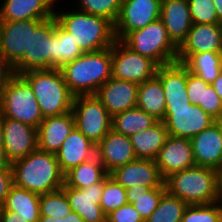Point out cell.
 <instances>
[{
  "label": "cell",
  "instance_id": "obj_24",
  "mask_svg": "<svg viewBox=\"0 0 222 222\" xmlns=\"http://www.w3.org/2000/svg\"><path fill=\"white\" fill-rule=\"evenodd\" d=\"M74 128L75 120L72 111L44 118L37 128L38 149L56 154Z\"/></svg>",
  "mask_w": 222,
  "mask_h": 222
},
{
  "label": "cell",
  "instance_id": "obj_11",
  "mask_svg": "<svg viewBox=\"0 0 222 222\" xmlns=\"http://www.w3.org/2000/svg\"><path fill=\"white\" fill-rule=\"evenodd\" d=\"M161 4L162 0H122L114 23L116 39L122 40L129 32L160 19Z\"/></svg>",
  "mask_w": 222,
  "mask_h": 222
},
{
  "label": "cell",
  "instance_id": "obj_27",
  "mask_svg": "<svg viewBox=\"0 0 222 222\" xmlns=\"http://www.w3.org/2000/svg\"><path fill=\"white\" fill-rule=\"evenodd\" d=\"M168 137L164 122L157 121L148 129L131 135L130 140L137 158L155 160Z\"/></svg>",
  "mask_w": 222,
  "mask_h": 222
},
{
  "label": "cell",
  "instance_id": "obj_29",
  "mask_svg": "<svg viewBox=\"0 0 222 222\" xmlns=\"http://www.w3.org/2000/svg\"><path fill=\"white\" fill-rule=\"evenodd\" d=\"M17 213L28 222H38L40 218V195L13 185L2 206Z\"/></svg>",
  "mask_w": 222,
  "mask_h": 222
},
{
  "label": "cell",
  "instance_id": "obj_16",
  "mask_svg": "<svg viewBox=\"0 0 222 222\" xmlns=\"http://www.w3.org/2000/svg\"><path fill=\"white\" fill-rule=\"evenodd\" d=\"M156 76L160 79L166 101V108H189L187 96V66L175 61L158 67Z\"/></svg>",
  "mask_w": 222,
  "mask_h": 222
},
{
  "label": "cell",
  "instance_id": "obj_45",
  "mask_svg": "<svg viewBox=\"0 0 222 222\" xmlns=\"http://www.w3.org/2000/svg\"><path fill=\"white\" fill-rule=\"evenodd\" d=\"M14 75L13 66L0 53V96Z\"/></svg>",
  "mask_w": 222,
  "mask_h": 222
},
{
  "label": "cell",
  "instance_id": "obj_50",
  "mask_svg": "<svg viewBox=\"0 0 222 222\" xmlns=\"http://www.w3.org/2000/svg\"><path fill=\"white\" fill-rule=\"evenodd\" d=\"M219 22L222 24V0H213Z\"/></svg>",
  "mask_w": 222,
  "mask_h": 222
},
{
  "label": "cell",
  "instance_id": "obj_13",
  "mask_svg": "<svg viewBox=\"0 0 222 222\" xmlns=\"http://www.w3.org/2000/svg\"><path fill=\"white\" fill-rule=\"evenodd\" d=\"M4 162L12 163L38 148L37 128L2 116Z\"/></svg>",
  "mask_w": 222,
  "mask_h": 222
},
{
  "label": "cell",
  "instance_id": "obj_3",
  "mask_svg": "<svg viewBox=\"0 0 222 222\" xmlns=\"http://www.w3.org/2000/svg\"><path fill=\"white\" fill-rule=\"evenodd\" d=\"M111 47L96 52H86L65 64L60 70L74 96L95 95L112 77Z\"/></svg>",
  "mask_w": 222,
  "mask_h": 222
},
{
  "label": "cell",
  "instance_id": "obj_10",
  "mask_svg": "<svg viewBox=\"0 0 222 222\" xmlns=\"http://www.w3.org/2000/svg\"><path fill=\"white\" fill-rule=\"evenodd\" d=\"M112 49V77L142 84L156 76L159 65L116 39Z\"/></svg>",
  "mask_w": 222,
  "mask_h": 222
},
{
  "label": "cell",
  "instance_id": "obj_23",
  "mask_svg": "<svg viewBox=\"0 0 222 222\" xmlns=\"http://www.w3.org/2000/svg\"><path fill=\"white\" fill-rule=\"evenodd\" d=\"M55 156L65 175L72 168L96 156V145L75 127Z\"/></svg>",
  "mask_w": 222,
  "mask_h": 222
},
{
  "label": "cell",
  "instance_id": "obj_18",
  "mask_svg": "<svg viewBox=\"0 0 222 222\" xmlns=\"http://www.w3.org/2000/svg\"><path fill=\"white\" fill-rule=\"evenodd\" d=\"M103 188L104 179L82 189L69 187L65 183L62 187L71 210L81 216L85 222H106V214L99 204Z\"/></svg>",
  "mask_w": 222,
  "mask_h": 222
},
{
  "label": "cell",
  "instance_id": "obj_22",
  "mask_svg": "<svg viewBox=\"0 0 222 222\" xmlns=\"http://www.w3.org/2000/svg\"><path fill=\"white\" fill-rule=\"evenodd\" d=\"M96 156L108 173L137 159L130 137L113 129L96 145Z\"/></svg>",
  "mask_w": 222,
  "mask_h": 222
},
{
  "label": "cell",
  "instance_id": "obj_19",
  "mask_svg": "<svg viewBox=\"0 0 222 222\" xmlns=\"http://www.w3.org/2000/svg\"><path fill=\"white\" fill-rule=\"evenodd\" d=\"M109 175L125 189L132 186L160 187L164 179L155 160L137 158L126 165L115 168Z\"/></svg>",
  "mask_w": 222,
  "mask_h": 222
},
{
  "label": "cell",
  "instance_id": "obj_14",
  "mask_svg": "<svg viewBox=\"0 0 222 222\" xmlns=\"http://www.w3.org/2000/svg\"><path fill=\"white\" fill-rule=\"evenodd\" d=\"M222 52V24H192L178 47L177 61L186 63L194 54Z\"/></svg>",
  "mask_w": 222,
  "mask_h": 222
},
{
  "label": "cell",
  "instance_id": "obj_41",
  "mask_svg": "<svg viewBox=\"0 0 222 222\" xmlns=\"http://www.w3.org/2000/svg\"><path fill=\"white\" fill-rule=\"evenodd\" d=\"M210 84L205 82L196 74L189 71L187 67V96L193 105H198L203 109L204 87Z\"/></svg>",
  "mask_w": 222,
  "mask_h": 222
},
{
  "label": "cell",
  "instance_id": "obj_30",
  "mask_svg": "<svg viewBox=\"0 0 222 222\" xmlns=\"http://www.w3.org/2000/svg\"><path fill=\"white\" fill-rule=\"evenodd\" d=\"M109 173L97 156L72 168L64 175V183L82 189L102 181Z\"/></svg>",
  "mask_w": 222,
  "mask_h": 222
},
{
  "label": "cell",
  "instance_id": "obj_4",
  "mask_svg": "<svg viewBox=\"0 0 222 222\" xmlns=\"http://www.w3.org/2000/svg\"><path fill=\"white\" fill-rule=\"evenodd\" d=\"M167 191L187 205L211 204L222 200L220 172L193 166L171 174L164 180Z\"/></svg>",
  "mask_w": 222,
  "mask_h": 222
},
{
  "label": "cell",
  "instance_id": "obj_25",
  "mask_svg": "<svg viewBox=\"0 0 222 222\" xmlns=\"http://www.w3.org/2000/svg\"><path fill=\"white\" fill-rule=\"evenodd\" d=\"M160 19L169 38L179 47L193 24L188 0H162Z\"/></svg>",
  "mask_w": 222,
  "mask_h": 222
},
{
  "label": "cell",
  "instance_id": "obj_38",
  "mask_svg": "<svg viewBox=\"0 0 222 222\" xmlns=\"http://www.w3.org/2000/svg\"><path fill=\"white\" fill-rule=\"evenodd\" d=\"M181 222H222V200L211 204L187 205Z\"/></svg>",
  "mask_w": 222,
  "mask_h": 222
},
{
  "label": "cell",
  "instance_id": "obj_51",
  "mask_svg": "<svg viewBox=\"0 0 222 222\" xmlns=\"http://www.w3.org/2000/svg\"><path fill=\"white\" fill-rule=\"evenodd\" d=\"M220 190L222 195V170L220 171Z\"/></svg>",
  "mask_w": 222,
  "mask_h": 222
},
{
  "label": "cell",
  "instance_id": "obj_21",
  "mask_svg": "<svg viewBox=\"0 0 222 222\" xmlns=\"http://www.w3.org/2000/svg\"><path fill=\"white\" fill-rule=\"evenodd\" d=\"M30 19L0 21V53L14 66L29 51Z\"/></svg>",
  "mask_w": 222,
  "mask_h": 222
},
{
  "label": "cell",
  "instance_id": "obj_46",
  "mask_svg": "<svg viewBox=\"0 0 222 222\" xmlns=\"http://www.w3.org/2000/svg\"><path fill=\"white\" fill-rule=\"evenodd\" d=\"M38 222H85L84 219L79 216L76 212L71 211L63 218L52 219V216H40Z\"/></svg>",
  "mask_w": 222,
  "mask_h": 222
},
{
  "label": "cell",
  "instance_id": "obj_31",
  "mask_svg": "<svg viewBox=\"0 0 222 222\" xmlns=\"http://www.w3.org/2000/svg\"><path fill=\"white\" fill-rule=\"evenodd\" d=\"M127 203L132 204L145 221L158 207L162 195L167 191L165 182L156 188L137 185L126 188Z\"/></svg>",
  "mask_w": 222,
  "mask_h": 222
},
{
  "label": "cell",
  "instance_id": "obj_47",
  "mask_svg": "<svg viewBox=\"0 0 222 222\" xmlns=\"http://www.w3.org/2000/svg\"><path fill=\"white\" fill-rule=\"evenodd\" d=\"M0 222H28V220L19 217L17 213L5 210L0 207Z\"/></svg>",
  "mask_w": 222,
  "mask_h": 222
},
{
  "label": "cell",
  "instance_id": "obj_33",
  "mask_svg": "<svg viewBox=\"0 0 222 222\" xmlns=\"http://www.w3.org/2000/svg\"><path fill=\"white\" fill-rule=\"evenodd\" d=\"M83 54L82 50L72 39V35L64 30L55 18L53 33V69H61Z\"/></svg>",
  "mask_w": 222,
  "mask_h": 222
},
{
  "label": "cell",
  "instance_id": "obj_49",
  "mask_svg": "<svg viewBox=\"0 0 222 222\" xmlns=\"http://www.w3.org/2000/svg\"><path fill=\"white\" fill-rule=\"evenodd\" d=\"M0 159L2 161H4V142H3L2 115H0Z\"/></svg>",
  "mask_w": 222,
  "mask_h": 222
},
{
  "label": "cell",
  "instance_id": "obj_15",
  "mask_svg": "<svg viewBox=\"0 0 222 222\" xmlns=\"http://www.w3.org/2000/svg\"><path fill=\"white\" fill-rule=\"evenodd\" d=\"M161 177L195 166L190 139L169 135L155 159Z\"/></svg>",
  "mask_w": 222,
  "mask_h": 222
},
{
  "label": "cell",
  "instance_id": "obj_6",
  "mask_svg": "<svg viewBox=\"0 0 222 222\" xmlns=\"http://www.w3.org/2000/svg\"><path fill=\"white\" fill-rule=\"evenodd\" d=\"M0 115L38 128L44 119L29 83L15 74L0 96Z\"/></svg>",
  "mask_w": 222,
  "mask_h": 222
},
{
  "label": "cell",
  "instance_id": "obj_34",
  "mask_svg": "<svg viewBox=\"0 0 222 222\" xmlns=\"http://www.w3.org/2000/svg\"><path fill=\"white\" fill-rule=\"evenodd\" d=\"M185 65L190 72L211 84L222 71V52L194 54Z\"/></svg>",
  "mask_w": 222,
  "mask_h": 222
},
{
  "label": "cell",
  "instance_id": "obj_28",
  "mask_svg": "<svg viewBox=\"0 0 222 222\" xmlns=\"http://www.w3.org/2000/svg\"><path fill=\"white\" fill-rule=\"evenodd\" d=\"M136 107L158 121H163L166 101L161 81L157 76L139 84Z\"/></svg>",
  "mask_w": 222,
  "mask_h": 222
},
{
  "label": "cell",
  "instance_id": "obj_36",
  "mask_svg": "<svg viewBox=\"0 0 222 222\" xmlns=\"http://www.w3.org/2000/svg\"><path fill=\"white\" fill-rule=\"evenodd\" d=\"M67 195L59 190L40 195V216H52V219L63 218L71 212Z\"/></svg>",
  "mask_w": 222,
  "mask_h": 222
},
{
  "label": "cell",
  "instance_id": "obj_43",
  "mask_svg": "<svg viewBox=\"0 0 222 222\" xmlns=\"http://www.w3.org/2000/svg\"><path fill=\"white\" fill-rule=\"evenodd\" d=\"M106 222H145L132 204H125L106 215Z\"/></svg>",
  "mask_w": 222,
  "mask_h": 222
},
{
  "label": "cell",
  "instance_id": "obj_9",
  "mask_svg": "<svg viewBox=\"0 0 222 222\" xmlns=\"http://www.w3.org/2000/svg\"><path fill=\"white\" fill-rule=\"evenodd\" d=\"M75 127L95 145L112 129V116L95 95L74 96Z\"/></svg>",
  "mask_w": 222,
  "mask_h": 222
},
{
  "label": "cell",
  "instance_id": "obj_1",
  "mask_svg": "<svg viewBox=\"0 0 222 222\" xmlns=\"http://www.w3.org/2000/svg\"><path fill=\"white\" fill-rule=\"evenodd\" d=\"M14 185L42 195L59 190L64 174L54 153L36 149L11 163Z\"/></svg>",
  "mask_w": 222,
  "mask_h": 222
},
{
  "label": "cell",
  "instance_id": "obj_39",
  "mask_svg": "<svg viewBox=\"0 0 222 222\" xmlns=\"http://www.w3.org/2000/svg\"><path fill=\"white\" fill-rule=\"evenodd\" d=\"M77 2L79 5L74 8L104 17L114 24L119 16L122 0H77Z\"/></svg>",
  "mask_w": 222,
  "mask_h": 222
},
{
  "label": "cell",
  "instance_id": "obj_48",
  "mask_svg": "<svg viewBox=\"0 0 222 222\" xmlns=\"http://www.w3.org/2000/svg\"><path fill=\"white\" fill-rule=\"evenodd\" d=\"M211 85L222 100V71L220 72L219 76L211 83Z\"/></svg>",
  "mask_w": 222,
  "mask_h": 222
},
{
  "label": "cell",
  "instance_id": "obj_7",
  "mask_svg": "<svg viewBox=\"0 0 222 222\" xmlns=\"http://www.w3.org/2000/svg\"><path fill=\"white\" fill-rule=\"evenodd\" d=\"M121 41L159 66L177 61L178 47L169 38L161 19L129 32Z\"/></svg>",
  "mask_w": 222,
  "mask_h": 222
},
{
  "label": "cell",
  "instance_id": "obj_37",
  "mask_svg": "<svg viewBox=\"0 0 222 222\" xmlns=\"http://www.w3.org/2000/svg\"><path fill=\"white\" fill-rule=\"evenodd\" d=\"M99 204L106 215L127 204L125 188L109 174L104 178V188Z\"/></svg>",
  "mask_w": 222,
  "mask_h": 222
},
{
  "label": "cell",
  "instance_id": "obj_42",
  "mask_svg": "<svg viewBox=\"0 0 222 222\" xmlns=\"http://www.w3.org/2000/svg\"><path fill=\"white\" fill-rule=\"evenodd\" d=\"M203 110L216 121L222 119V100L211 84L204 87Z\"/></svg>",
  "mask_w": 222,
  "mask_h": 222
},
{
  "label": "cell",
  "instance_id": "obj_2",
  "mask_svg": "<svg viewBox=\"0 0 222 222\" xmlns=\"http://www.w3.org/2000/svg\"><path fill=\"white\" fill-rule=\"evenodd\" d=\"M71 10H55L54 16L58 24L72 35L83 53L104 50L114 44V24L109 19L76 8Z\"/></svg>",
  "mask_w": 222,
  "mask_h": 222
},
{
  "label": "cell",
  "instance_id": "obj_32",
  "mask_svg": "<svg viewBox=\"0 0 222 222\" xmlns=\"http://www.w3.org/2000/svg\"><path fill=\"white\" fill-rule=\"evenodd\" d=\"M158 120L138 107L123 111L112 117V129L131 136L153 126Z\"/></svg>",
  "mask_w": 222,
  "mask_h": 222
},
{
  "label": "cell",
  "instance_id": "obj_40",
  "mask_svg": "<svg viewBox=\"0 0 222 222\" xmlns=\"http://www.w3.org/2000/svg\"><path fill=\"white\" fill-rule=\"evenodd\" d=\"M193 24H221L213 0H188Z\"/></svg>",
  "mask_w": 222,
  "mask_h": 222
},
{
  "label": "cell",
  "instance_id": "obj_26",
  "mask_svg": "<svg viewBox=\"0 0 222 222\" xmlns=\"http://www.w3.org/2000/svg\"><path fill=\"white\" fill-rule=\"evenodd\" d=\"M0 21L49 19L60 0H2Z\"/></svg>",
  "mask_w": 222,
  "mask_h": 222
},
{
  "label": "cell",
  "instance_id": "obj_5",
  "mask_svg": "<svg viewBox=\"0 0 222 222\" xmlns=\"http://www.w3.org/2000/svg\"><path fill=\"white\" fill-rule=\"evenodd\" d=\"M20 75L32 87L43 118L72 111L74 95L60 69L29 70Z\"/></svg>",
  "mask_w": 222,
  "mask_h": 222
},
{
  "label": "cell",
  "instance_id": "obj_20",
  "mask_svg": "<svg viewBox=\"0 0 222 222\" xmlns=\"http://www.w3.org/2000/svg\"><path fill=\"white\" fill-rule=\"evenodd\" d=\"M139 84L111 77L96 92L108 113L114 115L136 107Z\"/></svg>",
  "mask_w": 222,
  "mask_h": 222
},
{
  "label": "cell",
  "instance_id": "obj_44",
  "mask_svg": "<svg viewBox=\"0 0 222 222\" xmlns=\"http://www.w3.org/2000/svg\"><path fill=\"white\" fill-rule=\"evenodd\" d=\"M13 185L14 181L11 164L2 161L0 163V207L4 205L7 195Z\"/></svg>",
  "mask_w": 222,
  "mask_h": 222
},
{
  "label": "cell",
  "instance_id": "obj_8",
  "mask_svg": "<svg viewBox=\"0 0 222 222\" xmlns=\"http://www.w3.org/2000/svg\"><path fill=\"white\" fill-rule=\"evenodd\" d=\"M55 16L30 19L29 51L13 66L17 75L29 70L53 69V33Z\"/></svg>",
  "mask_w": 222,
  "mask_h": 222
},
{
  "label": "cell",
  "instance_id": "obj_17",
  "mask_svg": "<svg viewBox=\"0 0 222 222\" xmlns=\"http://www.w3.org/2000/svg\"><path fill=\"white\" fill-rule=\"evenodd\" d=\"M195 166L222 170V126L216 121L190 139Z\"/></svg>",
  "mask_w": 222,
  "mask_h": 222
},
{
  "label": "cell",
  "instance_id": "obj_35",
  "mask_svg": "<svg viewBox=\"0 0 222 222\" xmlns=\"http://www.w3.org/2000/svg\"><path fill=\"white\" fill-rule=\"evenodd\" d=\"M186 207L184 201L166 191L158 207L145 222H181Z\"/></svg>",
  "mask_w": 222,
  "mask_h": 222
},
{
  "label": "cell",
  "instance_id": "obj_12",
  "mask_svg": "<svg viewBox=\"0 0 222 222\" xmlns=\"http://www.w3.org/2000/svg\"><path fill=\"white\" fill-rule=\"evenodd\" d=\"M164 125L171 136L191 139L216 122L200 106L189 108H166Z\"/></svg>",
  "mask_w": 222,
  "mask_h": 222
}]
</instances>
